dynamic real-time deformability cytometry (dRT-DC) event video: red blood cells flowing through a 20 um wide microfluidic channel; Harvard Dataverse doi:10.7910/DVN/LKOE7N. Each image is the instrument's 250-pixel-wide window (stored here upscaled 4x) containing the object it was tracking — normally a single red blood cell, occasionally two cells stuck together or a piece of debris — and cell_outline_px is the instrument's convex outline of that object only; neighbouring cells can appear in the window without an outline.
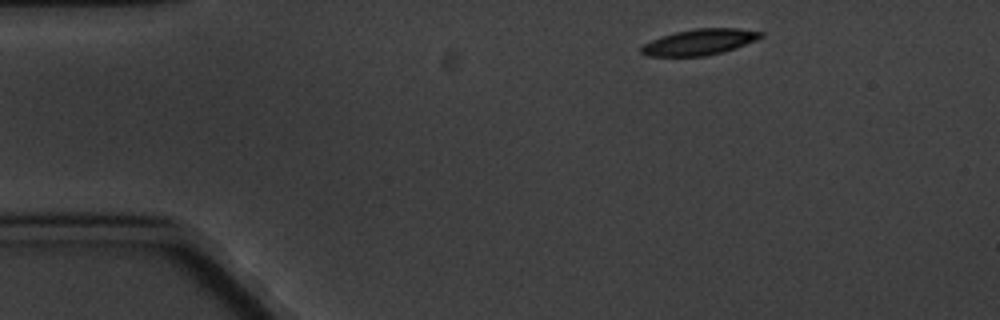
{"species": "common noctule bat (a hibernating species)", "species_latin": "Nyctalus noctula", "temperature_condition": "cold", "stored_images_in_passage": 3, "camera_frame_rate_fps": 3000, "um_per_image_px": 0.085, "animal": {"sex": "male", "body_mass_g": 20.1, "forearm_length_mm": 53.5}, "frame": {"image": 1, "passage_image": 1, "time_ms": 0.0, "image_size_px": [1000, 320], "cell_outline_px": [[764, 36], [756, 40], [736, 48], [704, 56], [644, 56], [640, 52], [640, 48], [644, 44], [660, 36], [676, 32], [696, 28], [740, 28], [764, 32]], "centroid_in_image_um": [59.46, 3.57], "position_along_channel_um": 25.5, "area_um2": 18.09}}